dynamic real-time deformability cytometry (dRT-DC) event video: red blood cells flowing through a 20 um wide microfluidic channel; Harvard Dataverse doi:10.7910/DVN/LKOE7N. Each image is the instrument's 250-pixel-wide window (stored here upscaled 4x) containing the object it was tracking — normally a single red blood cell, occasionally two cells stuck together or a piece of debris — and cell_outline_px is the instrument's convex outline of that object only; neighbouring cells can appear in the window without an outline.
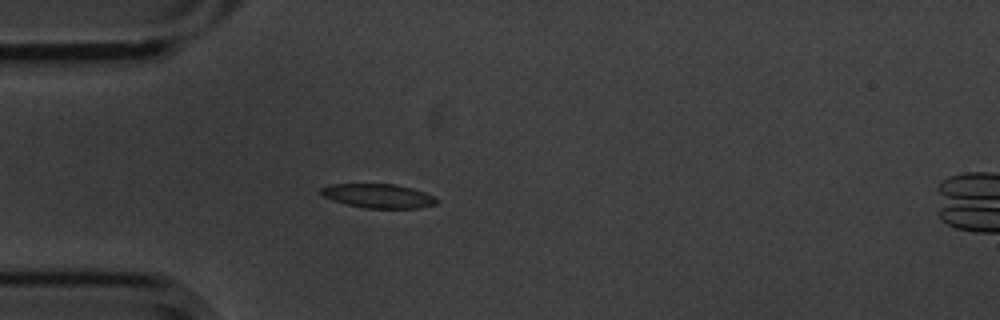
{"species": "common noctule bat (a hibernating species)", "species_latin": "Nyctalus noctula", "temperature_condition": "cold", "stored_images_in_passage": 2, "camera_frame_rate_fps": 3000, "um_per_image_px": 0.085, "animal": {"sex": "male", "body_mass_g": 20.1, "forearm_length_mm": 53.5}, "frame": {"image": 1, "passage_image": 1, "time_ms": 0.0, "image_size_px": [1000, 320], "cell_outline_px": [[440, 200], [436, 204], [420, 208], [364, 208], [332, 200], [324, 196], [320, 192], [320, 188], [332, 184], [396, 184], [412, 188], [424, 192]], "centroid_in_image_um": [32.18, 16.65], "position_along_channel_um": 52.8, "area_um2": 16.18}}